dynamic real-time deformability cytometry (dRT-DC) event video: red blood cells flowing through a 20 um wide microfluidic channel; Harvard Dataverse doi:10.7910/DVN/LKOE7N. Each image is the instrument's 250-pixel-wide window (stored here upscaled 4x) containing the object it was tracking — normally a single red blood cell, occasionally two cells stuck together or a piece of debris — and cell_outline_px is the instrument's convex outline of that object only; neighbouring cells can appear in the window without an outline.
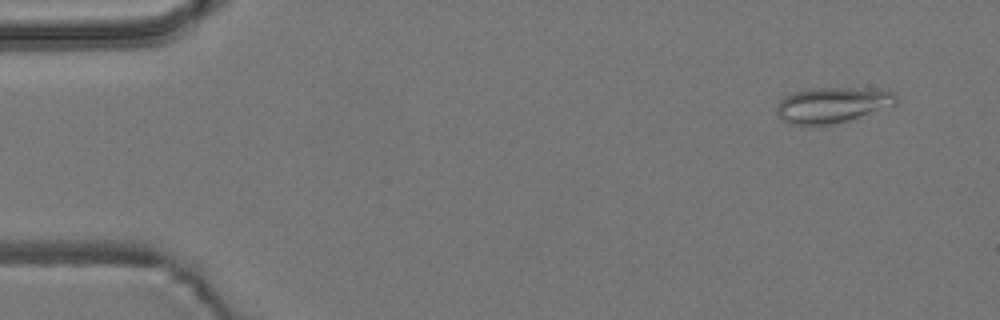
{"species": "common noctule bat (a hibernating species)", "species_latin": "Nyctalus noctula", "temperature_condition": "room temperature", "stored_images_in_passage": 4, "camera_frame_rate_fps": 3000, "um_per_image_px": 0.085, "animal": {"sex": "male", "body_mass_g": 19.2, "forearm_length_mm": 51.8}, "frame": {"image": 1, "passage_image": 1, "time_ms": 0.0, "image_size_px": [1000, 320], "cell_outline_px": [[896, 104], [836, 124], [788, 124], [780, 120], [776, 112], [776, 108], [780, 100], [784, 96], [808, 88], [880, 88], [892, 92], [896, 96]], "centroid_in_image_um": [70.72, 8.91], "position_along_channel_um": 14.3, "area_um2": 24.74}}